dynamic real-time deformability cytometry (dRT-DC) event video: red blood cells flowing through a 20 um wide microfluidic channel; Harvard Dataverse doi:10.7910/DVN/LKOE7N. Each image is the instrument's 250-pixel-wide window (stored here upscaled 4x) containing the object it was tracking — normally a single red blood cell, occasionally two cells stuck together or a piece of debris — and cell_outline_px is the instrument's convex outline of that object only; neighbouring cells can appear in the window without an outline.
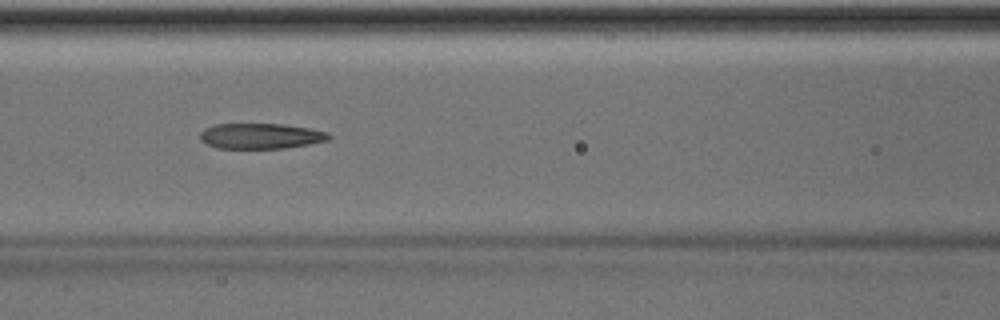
{"species": "Egyptian fruit bat (a non-hibernating species)", "species_latin": "Rousettus aegyptiacus", "temperature_condition": "room temperature", "stored_images_in_passage": 34, "camera_frame_rate_fps": 3000, "um_per_image_px": 0.085, "animal": {"sex": "male"}, "frame": {"image": 1, "passage_image": 10, "time_ms": 3.0, "image_size_px": [1000, 320], "cell_outline_px": [[332, 136], [328, 140], [308, 144], [284, 148], [216, 148], [200, 140], [200, 132], [204, 128], [216, 124], [284, 124], [308, 128], [328, 132]], "centroid_in_image_um": [22.15, 11.56], "position_along_channel_um": 144.5, "area_um2": 19.07}, "authors_computed_cell_mechanics": {"area_um2": 19.7965, "velocity_mm_per_s": 4.0503, "shape_relaxation_time_tau1_ms": 9.6504, "shape_relaxation_time_tau2_ms": 2.7989, "deformation_change_tau1": 0.2786, "deformation_change_tau2": 0.1362}}